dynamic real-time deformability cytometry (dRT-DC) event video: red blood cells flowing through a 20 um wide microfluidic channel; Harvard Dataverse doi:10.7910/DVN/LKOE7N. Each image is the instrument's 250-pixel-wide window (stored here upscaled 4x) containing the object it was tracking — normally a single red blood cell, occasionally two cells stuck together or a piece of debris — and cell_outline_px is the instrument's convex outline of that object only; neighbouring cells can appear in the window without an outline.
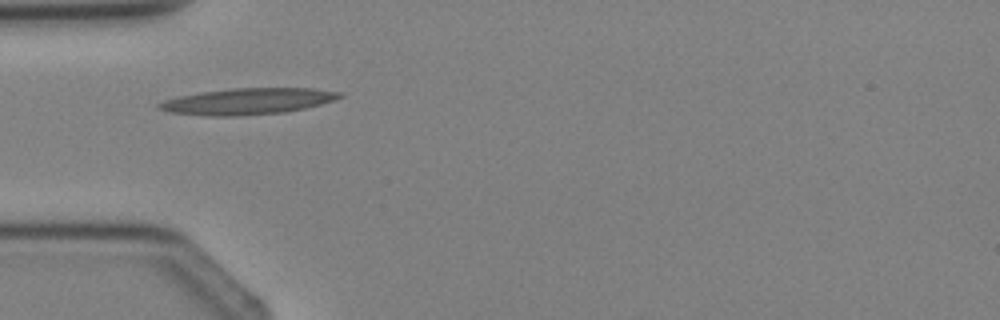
{"species": "Egyptian fruit bat (a non-hibernating species)", "species_latin": "Rousettus aegyptiacus", "temperature_condition": "cold", "stored_images_in_passage": 1, "camera_frame_rate_fps": 3000, "um_per_image_px": 0.085, "animal": {"sex": "female"}, "frame": {"image": 1, "passage_image": 1, "time_ms": 0.0, "image_size_px": [1000, 320], "cell_outline_px": [[344, 96], [320, 104], [304, 108], [284, 112], [240, 116], [212, 116], [168, 112], [156, 108], [156, 104], [164, 100], [180, 96], [200, 92], [232, 88], [312, 88], [344, 92]], "centroid_in_image_um": [21.04, 8.61], "position_along_channel_um": 64.0, "area_um2": 27.69}}